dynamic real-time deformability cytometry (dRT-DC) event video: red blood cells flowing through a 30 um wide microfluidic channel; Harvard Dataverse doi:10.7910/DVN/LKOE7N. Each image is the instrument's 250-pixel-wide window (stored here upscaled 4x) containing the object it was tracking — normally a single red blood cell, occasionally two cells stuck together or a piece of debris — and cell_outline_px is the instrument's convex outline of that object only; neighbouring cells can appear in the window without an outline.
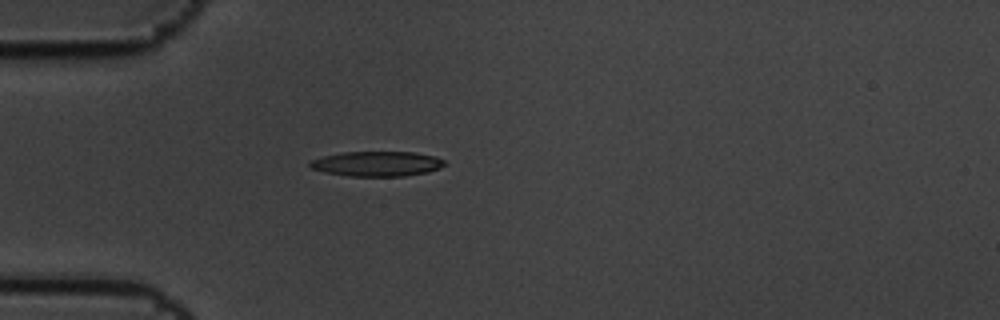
{"species": "common noctule bat (a hibernating species)", "species_latin": "Nyctalus noctula", "temperature_condition": "cold", "stored_images_in_passage": 5, "camera_frame_rate_fps": 3000, "um_per_image_px": 0.085, "animal": {"sex": "male", "body_mass_g": 19.5, "forearm_length_mm": 54.6}, "frame": {"image": 1, "passage_image": 5, "time_ms": 1.333, "image_size_px": [1000, 320], "cell_outline_px": [[444, 164], [440, 168], [428, 172], [404, 176], [348, 176], [324, 172], [312, 168], [308, 164], [312, 160], [324, 156], [344, 152], [412, 152], [436, 156], [444, 160]], "centroid_in_image_um": [32.06, 13.92], "position_along_channel_um": 52.9, "area_um2": 19.48}}